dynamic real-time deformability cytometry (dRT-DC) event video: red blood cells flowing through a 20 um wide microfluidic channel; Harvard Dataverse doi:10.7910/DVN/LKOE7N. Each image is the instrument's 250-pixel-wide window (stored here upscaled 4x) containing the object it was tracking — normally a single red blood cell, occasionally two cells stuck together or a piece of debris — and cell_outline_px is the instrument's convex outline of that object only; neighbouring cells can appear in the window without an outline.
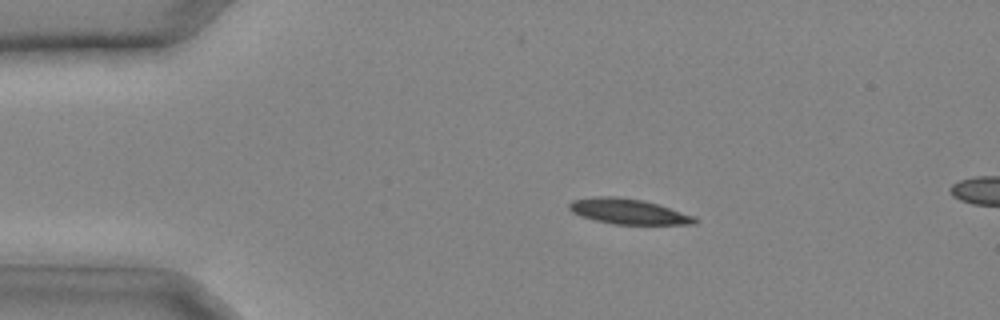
{"species": "common noctule bat (a hibernating species)", "species_latin": "Nyctalus noctula", "temperature_condition": "cold", "stored_images_in_passage": 9, "camera_frame_rate_fps": 3000, "um_per_image_px": 0.085, "animal": {"sex": "male", "body_mass_g": 20.4}, "frame": {"image": 1, "passage_image": 6, "time_ms": 1.667, "image_size_px": [1000, 320], "cell_outline_px": [[700, 220], [696, 224], [612, 224], [580, 216], [572, 212], [568, 208], [568, 204], [572, 200], [592, 196], [616, 196], [644, 200], [696, 216]], "centroid_in_image_um": [53.41, 17.97], "position_along_channel_um": 31.6, "area_um2": 18.73}}